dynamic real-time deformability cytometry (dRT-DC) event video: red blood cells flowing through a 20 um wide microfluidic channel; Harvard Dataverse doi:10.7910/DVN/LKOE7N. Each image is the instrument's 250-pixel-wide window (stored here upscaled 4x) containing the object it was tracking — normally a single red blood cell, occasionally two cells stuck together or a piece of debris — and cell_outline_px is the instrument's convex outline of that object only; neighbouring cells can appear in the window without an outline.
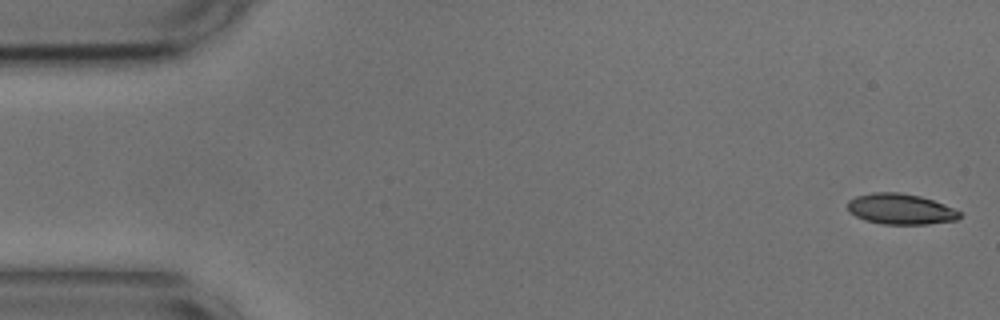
{"species": "common noctule bat (a hibernating species)", "species_latin": "Nyctalus noctula", "temperature_condition": "cold", "stored_images_in_passage": 55, "camera_frame_rate_fps": 3000, "um_per_image_px": 0.085, "animal": {"sex": "male", "body_mass_g": 17.9, "forearm_length_mm": 54.2}, "frame": {"image": 1, "passage_image": 1, "time_ms": 0.0, "image_size_px": [1000, 320], "cell_outline_px": [[960, 216], [956, 220], [928, 224], [880, 224], [864, 220], [848, 212], [848, 200], [856, 196], [872, 192], [900, 192], [920, 196], [944, 204], [960, 212]], "centroid_in_image_um": [76.5, 17.77], "position_along_channel_um": 8.5, "area_um2": 20.06}}
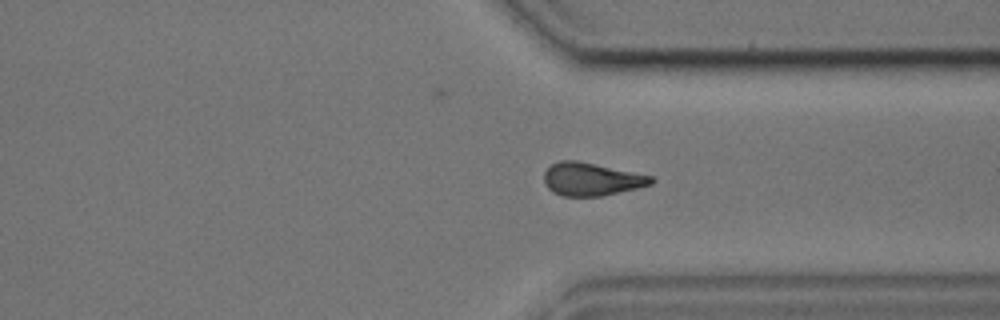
{"frame": {"image": 2, "passage_image": 40, "time_ms": 13.0, "image_size_px": [1000, 320], "cell_outline_px": [[656, 180], [652, 184], [636, 188], [600, 196], [560, 196], [552, 192], [544, 184], [544, 172], [552, 164], [560, 160], [576, 160], [652, 176]], "centroid_in_image_um": [50.23, 15.23], "position_along_channel_um": 361.2, "area_um2": 20.46}}
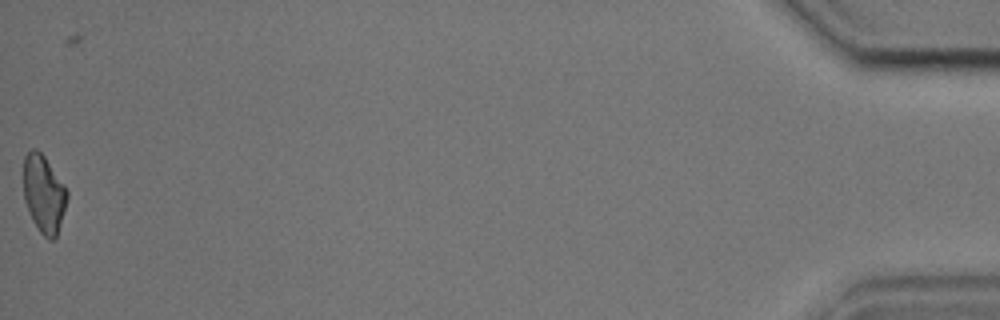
{"frame": {"image": 3, "passage_image": 54, "time_ms": 17.667, "image_size_px": [1000, 320], "cell_outline_px": [[68, 196], [56, 236], [52, 240], [48, 240], [40, 232], [32, 220], [24, 200], [24, 156], [32, 148], [36, 148], [44, 156], [64, 184], [68, 192]], "centroid_in_image_um": [3.71, 16.47], "position_along_channel_um": 431.5, "area_um2": 19.54}, "authors_computed_cell_mechanics": {"area_um2": 20.6924, "velocity_mm_per_s": 3.6566, "shape_relaxation_time_tau1_ms": 8.1904, "shape_relaxation_time_tau2_ms": null, "deformation_change_tau1": 0.1604, "deformation_change_tau2": null}}